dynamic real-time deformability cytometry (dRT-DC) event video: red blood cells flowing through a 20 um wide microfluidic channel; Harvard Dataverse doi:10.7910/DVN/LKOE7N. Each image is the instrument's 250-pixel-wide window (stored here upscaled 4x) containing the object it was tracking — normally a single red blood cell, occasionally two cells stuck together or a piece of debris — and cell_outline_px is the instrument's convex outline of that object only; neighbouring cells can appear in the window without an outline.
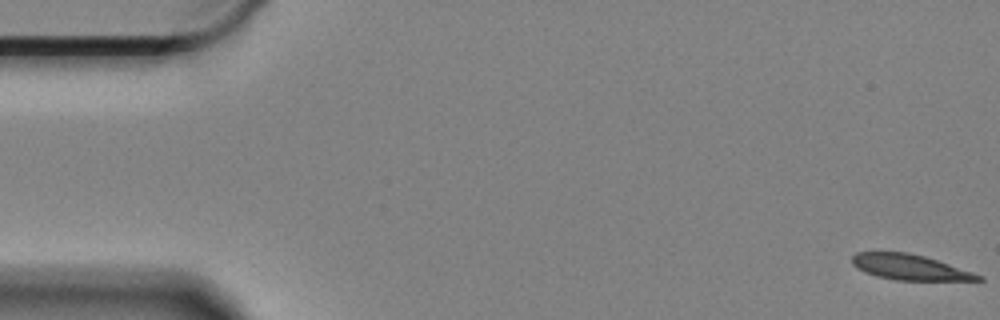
{"species": "Egyptian fruit bat (a non-hibernating species)", "species_latin": "Rousettus aegyptiacus", "temperature_condition": "cold", "stored_images_in_passage": 61, "segment_of_instrument_passage": [1, 2], "camera_frame_rate_fps": 3000, "um_per_image_px": 0.085, "animal": {"sex": "female"}, "frame": {"image": 1, "passage_image": 1, "time_ms": 0.0, "image_size_px": [1000, 320], "cell_outline_px": [[984, 280], [896, 280], [876, 276], [864, 272], [856, 268], [852, 264], [852, 256], [856, 252], [908, 252], [924, 256], [984, 276]], "centroid_in_image_um": [77.28, 22.71], "position_along_channel_um": 7.7, "area_um2": 18.55}}
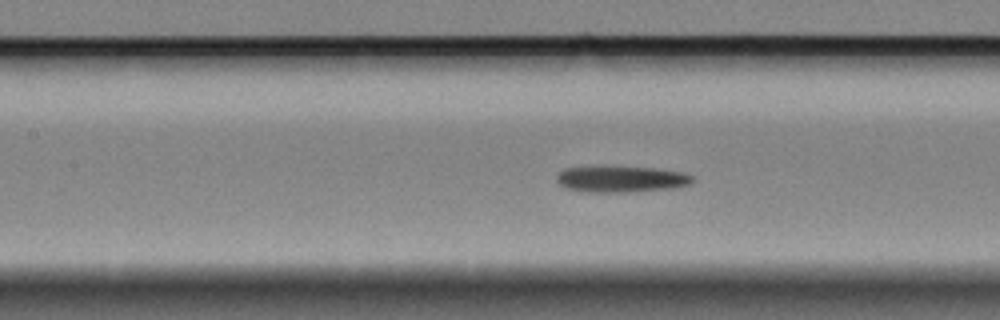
{"frame": {"image": 2, "passage_image": 26, "time_ms": 8.333, "image_size_px": [1000, 320], "cell_outline_px": [[696, 180], [692, 184], [672, 188], [624, 192], [588, 192], [568, 188], [560, 184], [556, 180], [556, 176], [564, 168], [656, 168], [684, 172], [696, 176]], "centroid_in_image_um": [52.91, 15.24], "position_along_channel_um": 154.5, "area_um2": 20.35}}
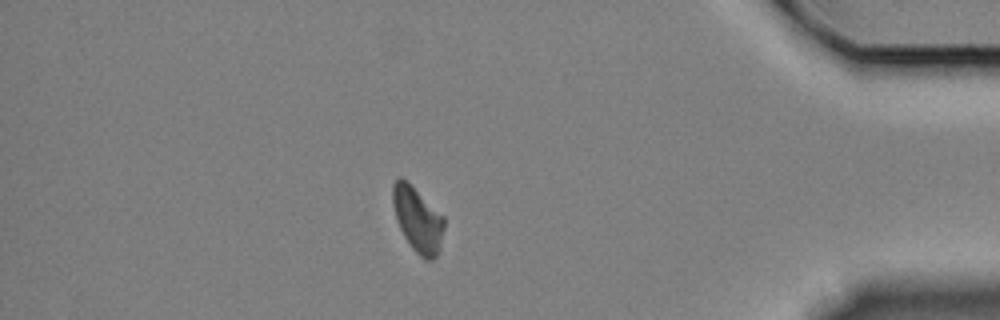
{"frame": {"image": 3, "passage_image": 52, "time_ms": 17.0, "image_size_px": [1000, 320], "cell_outline_px": [[444, 228], [440, 248], [436, 256], [432, 260], [424, 260], [412, 248], [404, 236], [396, 220], [392, 204], [392, 184], [396, 176], [400, 176], [408, 180], [444, 216]], "centroid_in_image_um": [35.48, 18.6], "position_along_channel_um": 399.7, "area_um2": 19.88}}